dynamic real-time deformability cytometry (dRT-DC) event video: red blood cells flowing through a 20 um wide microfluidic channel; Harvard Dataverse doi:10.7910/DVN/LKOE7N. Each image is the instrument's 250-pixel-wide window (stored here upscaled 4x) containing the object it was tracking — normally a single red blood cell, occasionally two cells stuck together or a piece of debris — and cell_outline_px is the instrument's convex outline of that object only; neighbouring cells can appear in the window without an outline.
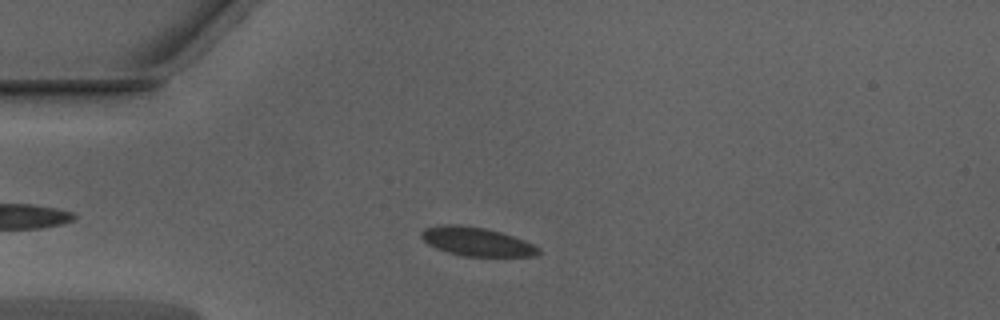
{"species": "Egyptian fruit bat (a non-hibernating species)", "species_latin": "Rousettus aegyptiacus", "temperature_condition": "warm", "stored_images_in_passage": 41, "camera_frame_rate_fps": 3000, "um_per_image_px": 0.085, "animal": {"sex": "male"}, "frame": {"image": 1, "passage_image": 7, "time_ms": 2.0, "image_size_px": [1000, 320], "cell_outline_px": [[540, 252], [536, 256], [464, 256], [448, 252], [436, 248], [428, 244], [420, 236], [420, 232], [424, 228], [440, 224], [456, 224], [484, 228], [500, 232], [524, 240], [540, 248]], "centroid_in_image_um": [40.48, 20.53], "position_along_channel_um": 44.5, "area_um2": 19.54}}
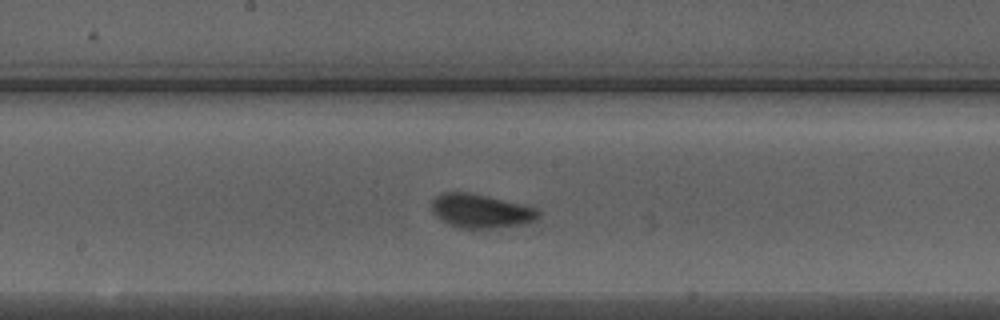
{"frame": {"image": 2, "passage_image": 21, "time_ms": 6.667, "image_size_px": [1000, 320], "cell_outline_px": [[544, 212], [536, 220], [520, 224], [496, 228], [460, 228], [448, 224], [436, 216], [432, 212], [432, 200], [436, 196], [444, 192], [468, 192], [524, 204], [536, 208]], "centroid_in_image_um": [40.9, 17.93], "position_along_channel_um": 207.3, "area_um2": 21.15}}
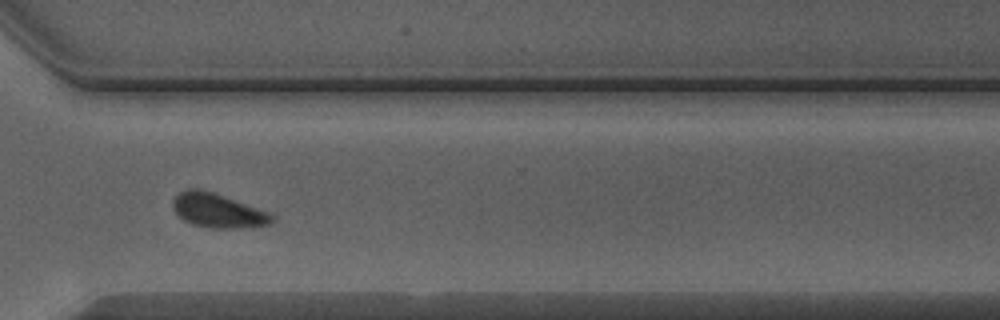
{"frame": {"image": 3, "passage_image": 32, "time_ms": 10.333, "image_size_px": [1000, 320], "cell_outline_px": [[276, 220], [272, 224], [240, 228], [208, 228], [192, 224], [184, 220], [172, 208], [172, 200], [180, 192], [188, 188], [200, 188], [272, 212], [276, 216]], "centroid_in_image_um": [18.57, 17.9], "position_along_channel_um": 352.0, "area_um2": 20.06}, "authors_computed_cell_mechanics": {"area_um2": 20.1722, "velocity_mm_per_s": 3.944, "shape_relaxation_time_tau1_ms": 2.9818, "shape_relaxation_time_tau2_ms": null, "deformation_change_tau1": 0.104, "deformation_change_tau2": null}}